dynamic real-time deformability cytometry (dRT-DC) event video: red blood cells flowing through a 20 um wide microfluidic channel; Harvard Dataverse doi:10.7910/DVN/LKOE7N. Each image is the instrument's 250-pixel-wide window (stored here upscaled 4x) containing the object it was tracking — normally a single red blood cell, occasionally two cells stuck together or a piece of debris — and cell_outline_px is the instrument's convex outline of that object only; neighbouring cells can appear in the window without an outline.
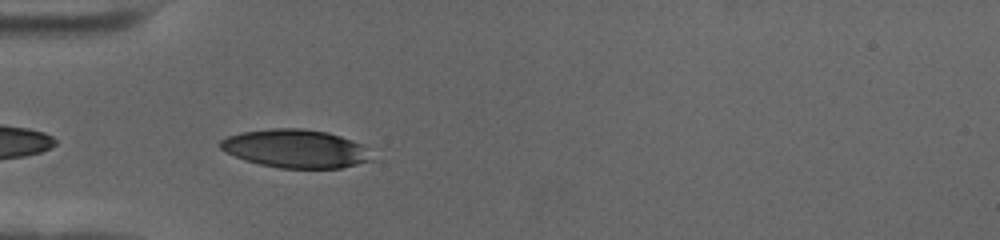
{"species": "human", "species_latin": "Homo sapiens", "temperature_condition": "cold", "stored_images_in_passage": 42, "camera_frame_rate_fps": 3000, "um_per_image_px": 0.085, "donor": {"sex": "female"}, "frame": {"image": 1, "passage_image": 2, "time_ms": 0.333, "image_size_px": [1000, 240], "cell_outline_px": [[376, 160], [340, 168], [280, 168], [260, 164], [244, 160], [220, 148], [220, 140], [228, 136], [240, 132], [272, 128], [300, 128], [328, 132], [364, 144]], "centroid_in_image_um": [25.18, 12.63], "position_along_channel_um": 59.8, "area_um2": 33.99}}
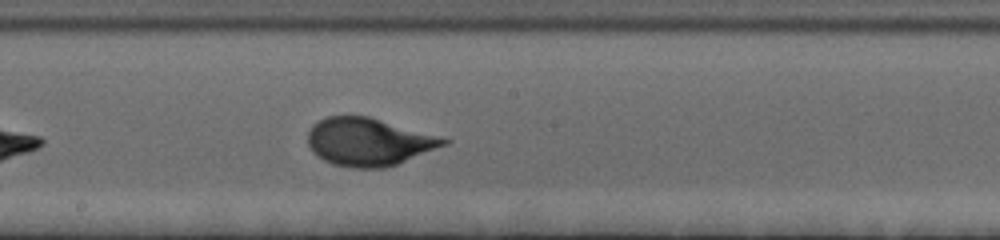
{"frame": {"image": 2, "passage_image": 16, "time_ms": 5.0, "image_size_px": [1000, 240], "cell_outline_px": [[452, 140], [448, 144], [396, 164], [384, 168], [352, 168], [332, 164], [316, 156], [312, 152], [308, 144], [308, 132], [312, 124], [328, 116], [368, 116], [440, 136]], "centroid_in_image_um": [31.32, 12.06], "position_along_channel_um": 216.9, "area_um2": 37.8}}
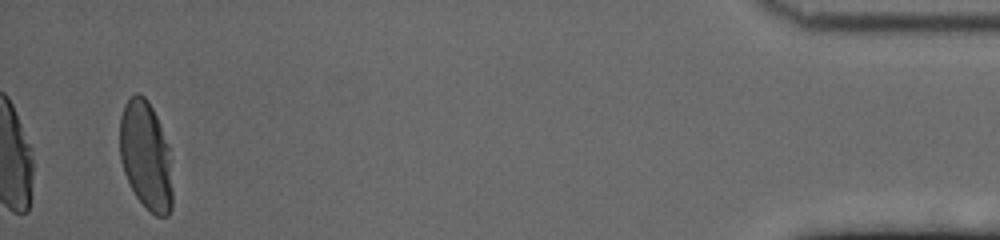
{"frame": {"image": 3, "passage_image": 40, "time_ms": 13.0, "image_size_px": [1000, 240], "cell_outline_px": [[172, 208], [168, 216], [156, 216], [136, 196], [124, 172], [120, 160], [120, 116], [124, 104], [136, 92], [140, 92], [148, 100], [156, 116], [168, 144], [172, 188]], "centroid_in_image_um": [12.39, 13.21], "position_along_channel_um": 422.8, "area_um2": 33.18}, "authors_computed_cell_mechanics": {"area_um2": 35.9516, "velocity_mm_per_s": 3.4865, "shape_relaxation_time_tau1_ms": 3.0228, "shape_relaxation_time_tau2_ms": null, "deformation_change_tau1": 0.1674, "deformation_change_tau2": null}}